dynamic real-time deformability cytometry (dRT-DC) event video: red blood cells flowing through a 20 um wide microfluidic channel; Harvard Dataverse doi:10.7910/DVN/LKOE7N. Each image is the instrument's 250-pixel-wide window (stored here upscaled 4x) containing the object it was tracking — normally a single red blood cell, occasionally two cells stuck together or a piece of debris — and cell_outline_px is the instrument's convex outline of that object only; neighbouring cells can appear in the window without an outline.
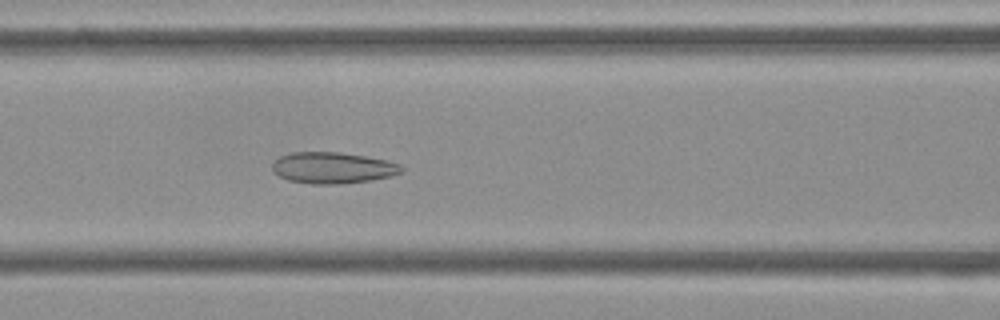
{"species": "Egyptian fruit bat (a non-hibernating species)", "species_latin": "Rousettus aegyptiacus", "temperature_condition": "cold", "stored_images_in_passage": 40, "camera_frame_rate_fps": 3000, "um_per_image_px": 0.085, "frame": {"image": 1, "passage_image": 9, "time_ms": 2.667, "image_size_px": [1000, 320], "cell_outline_px": [[404, 168], [400, 172], [388, 176], [368, 180], [340, 184], [312, 184], [288, 180], [272, 172], [272, 164], [280, 156], [292, 152], [340, 152], [388, 160], [400, 164]], "centroid_in_image_um": [28.25, 14.26], "position_along_channel_um": 138.4, "area_um2": 23.41}}
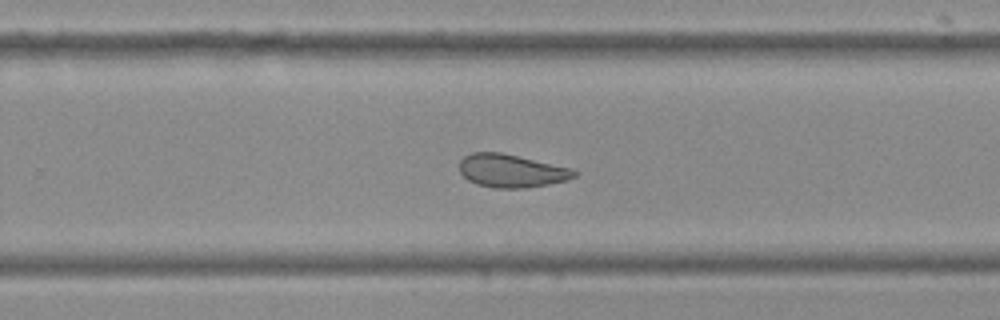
{"frame": {"image": 2, "passage_image": 21, "time_ms": 6.667, "image_size_px": [1000, 320], "cell_outline_px": [[580, 172], [576, 176], [568, 180], [548, 184], [524, 188], [496, 188], [476, 184], [468, 180], [460, 172], [460, 160], [464, 156], [472, 152], [500, 152], [572, 168]], "centroid_in_image_um": [43.49, 14.52], "position_along_channel_um": 286.3, "area_um2": 22.2}}
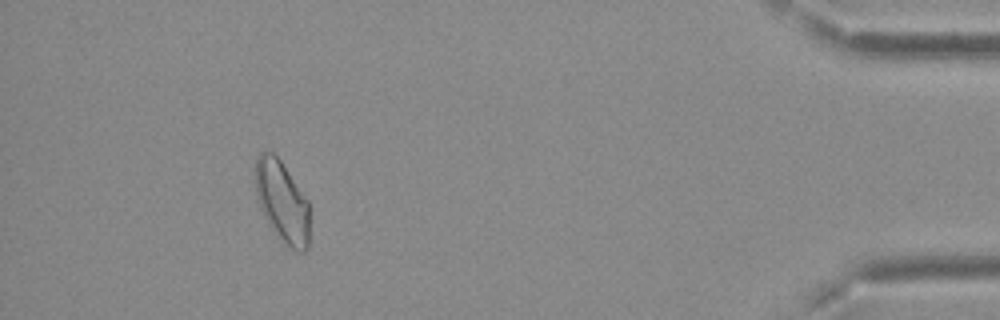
{"frame": {"image": 3, "passage_image": 36, "time_ms": 11.667, "image_size_px": [1000, 320], "cell_outline_px": [[308, 248], [304, 252], [296, 252], [280, 240], [264, 216], [260, 208], [256, 196], [256, 156], [260, 152], [272, 152], [280, 160], [308, 200]], "centroid_in_image_um": [23.97, 17.16], "position_along_channel_um": 411.2, "area_um2": 25.49}, "authors_computed_cell_mechanics": {"area_um2": 23.4957, "velocity_mm_per_s": 3.7058, "shape_relaxation_time_tau1_ms": null, "shape_relaxation_time_tau2_ms": 2.497, "deformation_change_tau1": null, "deformation_change_tau2": 0.1037}}